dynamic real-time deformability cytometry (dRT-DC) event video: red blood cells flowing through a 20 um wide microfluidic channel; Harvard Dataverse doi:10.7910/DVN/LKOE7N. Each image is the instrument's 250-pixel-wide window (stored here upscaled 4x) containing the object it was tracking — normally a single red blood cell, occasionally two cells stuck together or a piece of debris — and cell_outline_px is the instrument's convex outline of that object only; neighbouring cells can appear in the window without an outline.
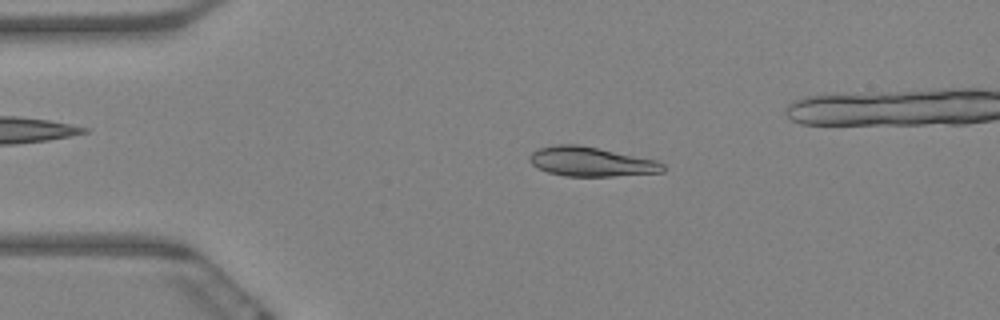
{"species": "Egyptian fruit bat (a non-hibernating species)", "species_latin": "Rousettus aegyptiacus", "temperature_condition": "warm", "stored_images_in_passage": 54, "camera_frame_rate_fps": 3000, "um_per_image_px": 0.085, "animal": {"sex": "female"}, "frame": {"image": 1, "passage_image": 12, "time_ms": 3.667, "image_size_px": [1000, 320], "cell_outline_px": [[664, 172], [612, 176], [564, 176], [548, 172], [536, 168], [528, 160], [528, 156], [536, 148], [556, 144], [576, 144], [656, 160], [664, 164]], "centroid_in_image_um": [50.17, 13.74], "position_along_channel_um": 34.8, "area_um2": 22.83}}
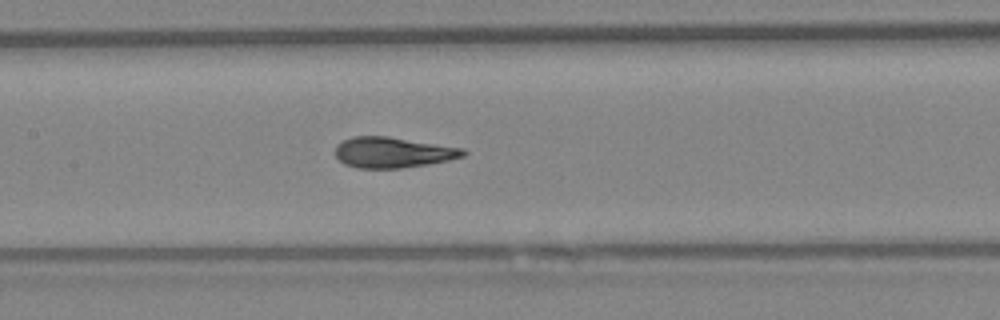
{"frame": {"image": 2, "passage_image": 28, "time_ms": 9.0, "image_size_px": [1000, 320], "cell_outline_px": [[468, 152], [464, 156], [448, 160], [428, 164], [400, 168], [356, 168], [344, 164], [336, 156], [336, 144], [352, 136], [388, 136], [464, 148]], "centroid_in_image_um": [33.4, 12.95], "position_along_channel_um": 174.0, "area_um2": 22.89}}
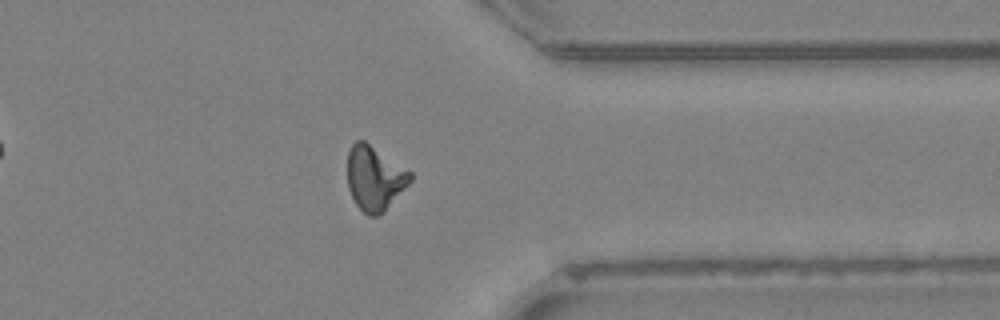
{"frame": {"image": 3, "passage_image": 47, "time_ms": 15.333, "image_size_px": [1000, 320], "cell_outline_px": [[412, 180], [384, 212], [376, 216], [368, 216], [356, 204], [348, 188], [348, 152], [352, 144], [356, 140], [364, 140], [412, 172]], "centroid_in_image_um": [31.85, 15.14], "position_along_channel_um": 379.6, "area_um2": 23.47}, "authors_computed_cell_mechanics": {"area_um2": 22.8888, "velocity_mm_per_s": 3.3533, "shape_relaxation_time_tau1_ms": 4.806, "shape_relaxation_time_tau2_ms": 1.1019, "deformation_change_tau1": 0.1815, "deformation_change_tau2": 0.0529}}